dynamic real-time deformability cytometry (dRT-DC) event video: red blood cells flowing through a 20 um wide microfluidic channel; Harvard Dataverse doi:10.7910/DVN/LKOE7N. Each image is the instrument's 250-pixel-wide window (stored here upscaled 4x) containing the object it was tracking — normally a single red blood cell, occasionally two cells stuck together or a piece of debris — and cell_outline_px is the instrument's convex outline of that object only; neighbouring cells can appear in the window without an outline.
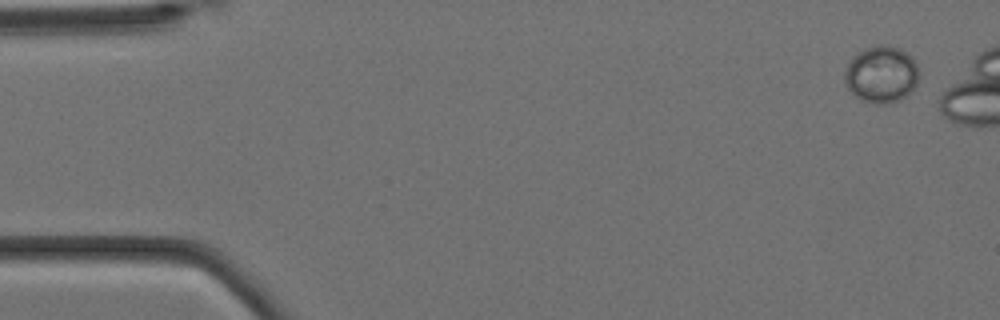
{"species": "Egyptian fruit bat (a non-hibernating species)", "species_latin": "Rousettus aegyptiacus", "temperature_condition": "cold", "stored_images_in_passage": 6, "camera_frame_rate_fps": 3000, "um_per_image_px": 0.085, "animal": {"sex": "female"}, "frame": {"image": 1, "passage_image": 1, "time_ms": 0.0, "image_size_px": [1000, 320], "cell_outline_px": [[916, 84], [912, 92], [908, 96], [900, 100], [888, 104], [872, 104], [860, 100], [844, 84], [844, 72], [848, 60], [852, 56], [864, 48], [876, 44], [888, 44], [900, 48], [912, 56], [916, 60]], "centroid_in_image_um": [74.88, 6.31], "position_along_channel_um": 10.1, "area_um2": 25.2}}